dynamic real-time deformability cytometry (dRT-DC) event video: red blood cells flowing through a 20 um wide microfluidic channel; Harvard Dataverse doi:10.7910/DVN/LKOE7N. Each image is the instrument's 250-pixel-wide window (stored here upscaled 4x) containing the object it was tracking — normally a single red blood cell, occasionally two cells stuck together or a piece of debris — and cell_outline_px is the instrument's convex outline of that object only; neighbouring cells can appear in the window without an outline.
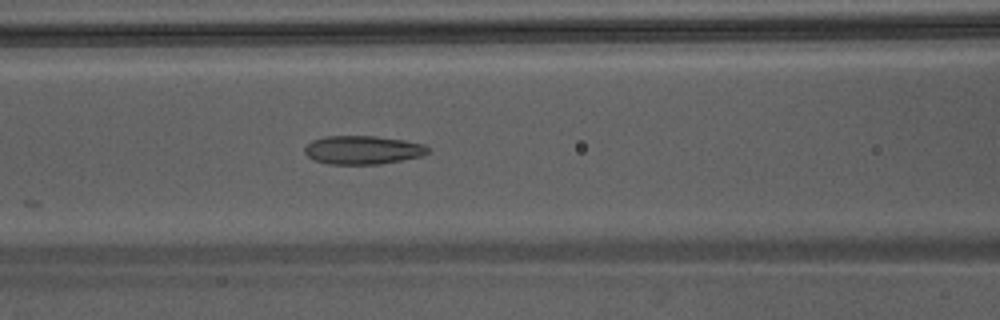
{"species": "Egyptian fruit bat (a non-hibernating species)", "species_latin": "Rousettus aegyptiacus", "temperature_condition": "warm", "stored_images_in_passage": 27, "camera_frame_rate_fps": 3000, "um_per_image_px": 0.085, "animal": {"sex": "male"}, "frame": {"image": 1, "passage_image": 8, "time_ms": 2.333, "image_size_px": [1000, 320], "cell_outline_px": [[428, 152], [424, 156], [380, 164], [328, 164], [312, 160], [304, 152], [304, 148], [312, 140], [324, 136], [376, 136], [404, 140], [424, 144], [428, 148]], "centroid_in_image_um": [30.82, 12.75], "position_along_channel_um": 135.8, "area_um2": 20.63}}
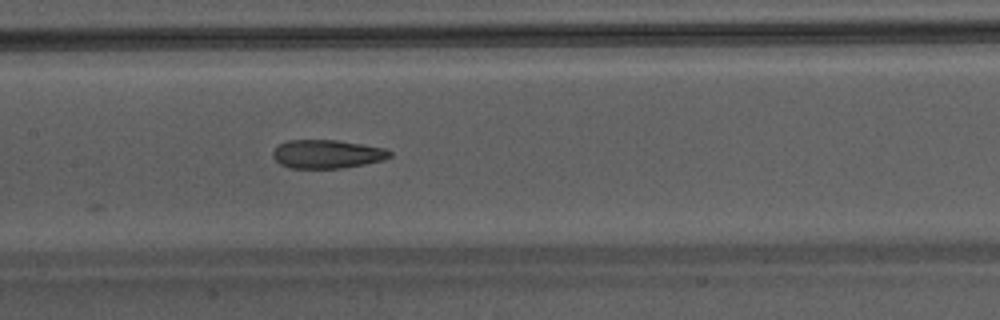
{"frame": {"image": 2, "passage_image": 11, "time_ms": 3.333, "image_size_px": [1000, 320], "cell_outline_px": [[392, 156], [384, 160], [344, 168], [288, 168], [280, 164], [272, 156], [272, 152], [280, 144], [288, 140], [336, 140], [388, 148], [392, 152]], "centroid_in_image_um": [27.84, 13.1], "position_along_channel_um": 179.6, "area_um2": 19.59}}
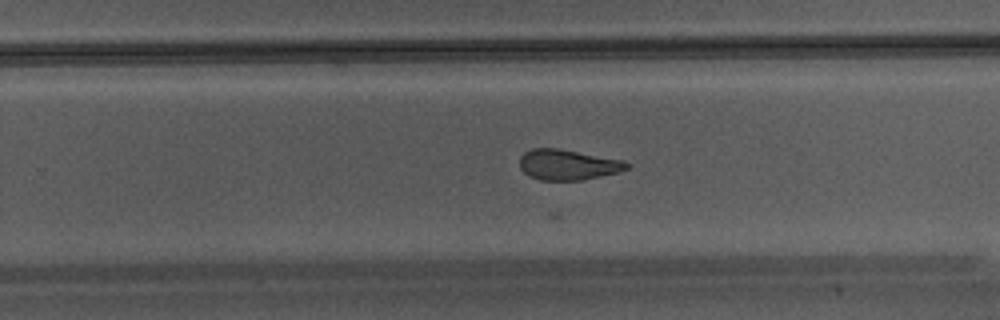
{"frame": {"image": 3, "passage_image": 18, "time_ms": 5.667, "image_size_px": [1000, 320], "cell_outline_px": [[632, 164], [628, 168], [620, 172], [580, 180], [540, 180], [528, 176], [520, 168], [520, 156], [524, 152], [532, 148], [556, 148], [624, 160]], "centroid_in_image_um": [48.27, 14.0], "position_along_channel_um": 281.5, "area_um2": 19.07}}